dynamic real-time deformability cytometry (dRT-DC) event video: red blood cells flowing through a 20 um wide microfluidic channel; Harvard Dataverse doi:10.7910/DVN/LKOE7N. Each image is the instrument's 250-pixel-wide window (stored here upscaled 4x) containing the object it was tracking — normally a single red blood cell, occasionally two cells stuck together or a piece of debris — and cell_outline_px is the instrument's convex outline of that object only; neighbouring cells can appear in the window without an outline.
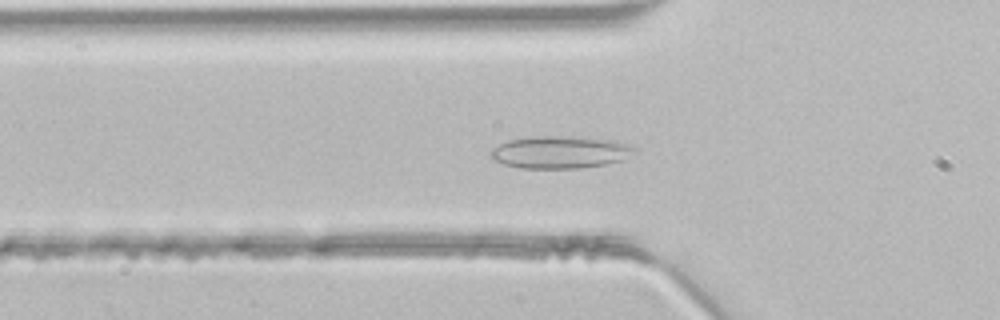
{"species": "common noctule bat (a hibernating species)", "species_latin": "Nyctalus noctula", "temperature_condition": "room temperature", "stored_images_in_passage": 46, "camera_frame_rate_fps": 3000, "um_per_image_px": 0.085, "animal": {"sex": "male", "body_mass_g": 21.5, "forearm_length_mm": 52.0}, "frame": {"image": 1, "passage_image": 15, "time_ms": 4.667, "image_size_px": [1000, 320], "cell_outline_px": [[636, 152], [624, 160], [604, 164], [580, 168], [520, 168], [504, 164], [492, 160], [488, 152], [492, 148], [508, 140], [540, 136], [548, 136], [612, 140], [636, 148]], "centroid_in_image_um": [47.56, 12.96], "position_along_channel_um": 78.2, "area_um2": 26.76}}
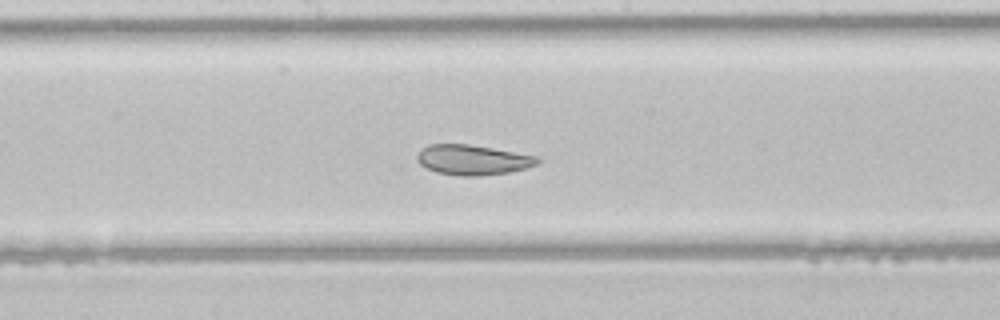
{"frame": {"image": 2, "passage_image": 24, "time_ms": 7.667, "image_size_px": [1000, 320], "cell_outline_px": [[540, 160], [536, 164], [528, 168], [508, 172], [480, 176], [460, 176], [436, 172], [420, 164], [416, 160], [416, 156], [428, 144], [468, 144], [492, 148], [536, 156]], "centroid_in_image_um": [40.17, 13.59], "position_along_channel_um": 208.0, "area_um2": 20.92}}
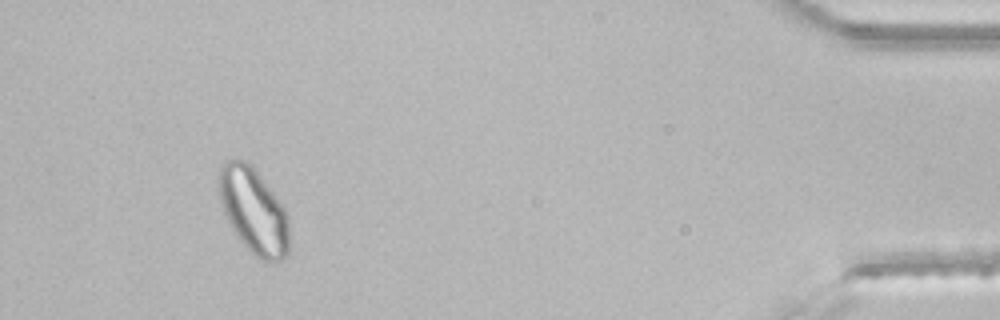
{"frame": {"image": 3, "passage_image": 43, "time_ms": 14.0, "image_size_px": [1000, 320], "cell_outline_px": [[288, 256], [284, 260], [276, 264], [272, 264], [260, 260], [236, 236], [224, 212], [220, 200], [220, 168], [228, 160], [244, 160], [256, 172], [272, 192], [284, 208], [288, 216]], "centroid_in_image_um": [21.59, 18.02], "position_along_channel_um": 413.6, "area_um2": 34.45}}